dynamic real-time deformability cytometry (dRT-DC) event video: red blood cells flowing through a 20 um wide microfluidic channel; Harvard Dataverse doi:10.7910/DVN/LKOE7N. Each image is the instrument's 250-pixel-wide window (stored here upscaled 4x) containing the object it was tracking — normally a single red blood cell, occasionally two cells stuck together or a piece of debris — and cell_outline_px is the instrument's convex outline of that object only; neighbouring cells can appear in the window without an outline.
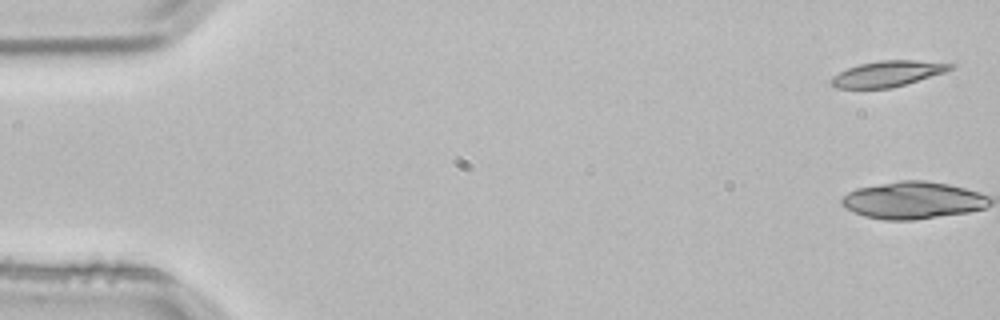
{"species": "common noctule bat (a hibernating species)", "species_latin": "Nyctalus noctula", "temperature_condition": "room temperature", "stored_images_in_passage": 5, "camera_frame_rate_fps": 3000, "um_per_image_px": 0.085, "animal": {"sex": "male", "body_mass_g": 21.5, "forearm_length_mm": 52.0}, "frame": {"image": 1, "passage_image": 1, "time_ms": 0.0, "image_size_px": [1000, 320], "cell_outline_px": [[956, 68], [944, 72], [892, 88], [836, 88], [828, 80], [832, 76], [848, 68], [860, 64], [880, 60], [916, 60], [956, 64]], "centroid_in_image_um": [75.45, 6.26], "position_along_channel_um": 9.5, "area_um2": 17.8}}
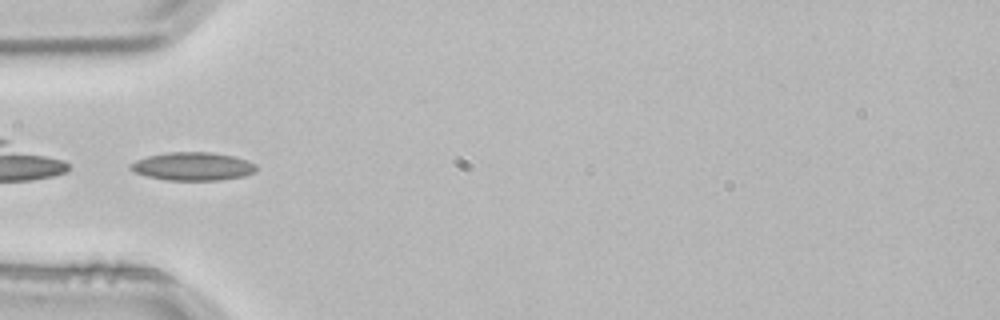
{"frame": {"image": 2, "passage_image": 5, "time_ms": 1.333, "image_size_px": [1000, 320], "cell_outline_px": [[256, 172], [244, 176], [220, 180], [164, 180], [148, 176], [136, 172], [128, 168], [128, 164], [136, 160], [148, 156], [164, 152], [212, 152], [232, 156], [248, 160], [256, 164]], "centroid_in_image_um": [16.39, 14.14], "position_along_channel_um": 68.6, "area_um2": 20.81}}